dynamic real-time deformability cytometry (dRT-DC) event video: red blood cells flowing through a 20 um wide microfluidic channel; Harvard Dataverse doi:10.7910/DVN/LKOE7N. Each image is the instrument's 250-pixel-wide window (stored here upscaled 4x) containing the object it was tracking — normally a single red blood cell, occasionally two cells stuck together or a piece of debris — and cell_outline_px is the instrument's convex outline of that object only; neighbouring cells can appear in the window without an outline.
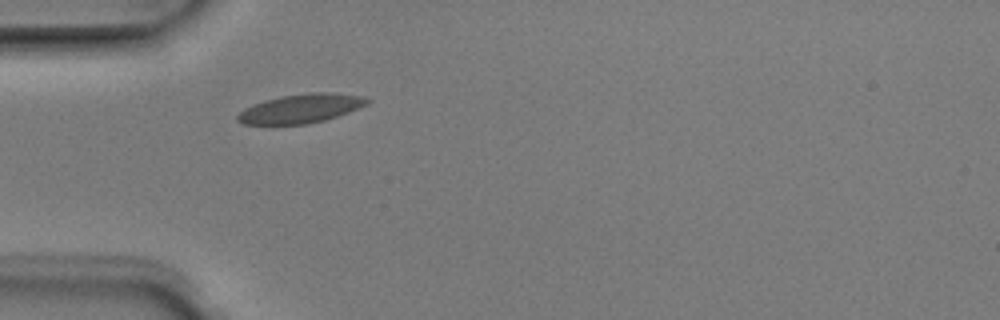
{"species": "Egyptian fruit bat (a non-hibernating species)", "species_latin": "Rousettus aegyptiacus", "temperature_condition": "room temperature", "stored_images_in_passage": 1, "camera_frame_rate_fps": 3000, "um_per_image_px": 0.085, "animal": {"sex": "male"}, "frame": {"image": 1, "passage_image": 1, "time_ms": 0.0, "image_size_px": [1000, 320], "cell_outline_px": [[372, 100], [368, 104], [348, 112], [324, 120], [304, 124], [244, 124], [236, 120], [236, 116], [244, 108], [252, 104], [264, 100], [280, 96], [312, 92], [332, 92], [368, 96]], "centroid_in_image_um": [25.6, 9.2], "position_along_channel_um": 59.4, "area_um2": 22.02}}